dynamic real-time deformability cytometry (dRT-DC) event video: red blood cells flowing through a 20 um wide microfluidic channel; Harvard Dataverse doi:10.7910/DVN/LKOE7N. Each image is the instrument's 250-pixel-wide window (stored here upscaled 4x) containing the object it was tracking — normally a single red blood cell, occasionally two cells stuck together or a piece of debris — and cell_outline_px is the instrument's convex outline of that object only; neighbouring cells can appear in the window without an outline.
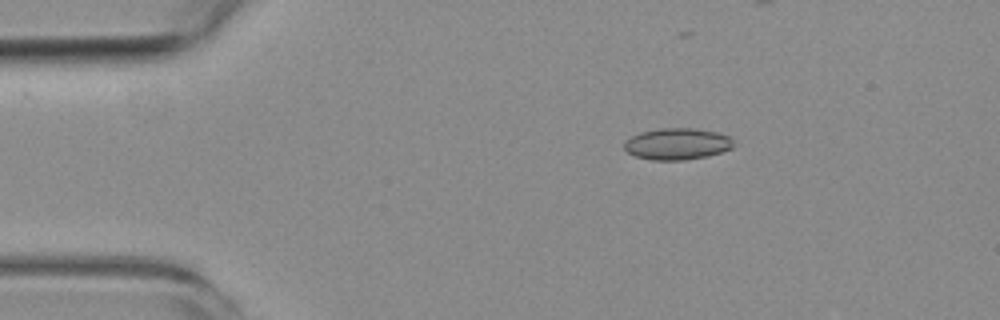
{"species": "common noctule bat (a hibernating species)", "species_latin": "Nyctalus noctula", "temperature_condition": "room temperature", "stored_images_in_passage": 5, "camera_frame_rate_fps": 3000, "um_per_image_px": 0.085, "animal": {"sex": "female", "body_mass_g": 19.3, "forearm_length_mm": 54.1}, "frame": {"image": 1, "passage_image": 3, "time_ms": 2.0, "image_size_px": [1000, 320], "cell_outline_px": [[732, 148], [708, 156], [684, 160], [652, 160], [636, 156], [628, 152], [624, 148], [624, 140], [640, 132], [660, 128], [692, 128], [716, 132], [728, 136], [732, 140]], "centroid_in_image_um": [57.52, 12.23], "position_along_channel_um": 27.5, "area_um2": 20.0}}
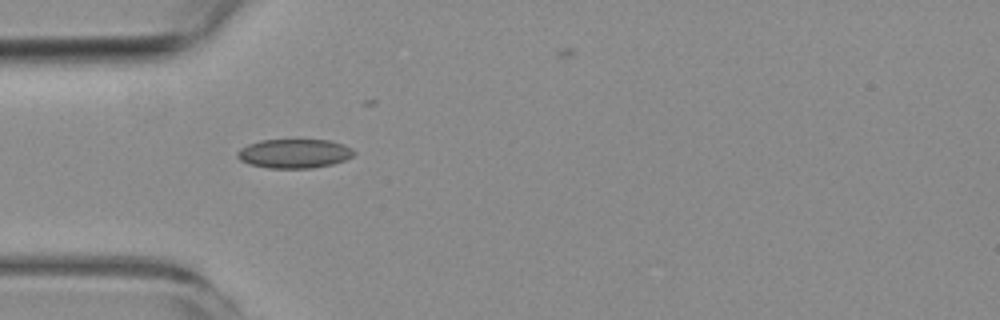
{"frame": {"image": 2, "passage_image": 4, "time_ms": 4.333, "image_size_px": [1000, 320], "cell_outline_px": [[356, 152], [352, 156], [344, 160], [332, 164], [312, 168], [268, 168], [248, 164], [240, 160], [236, 156], [236, 152], [240, 148], [248, 144], [260, 140], [328, 140], [344, 144], [352, 148]], "centroid_in_image_um": [24.99, 13.05], "position_along_channel_um": 60.0, "area_um2": 19.88}}
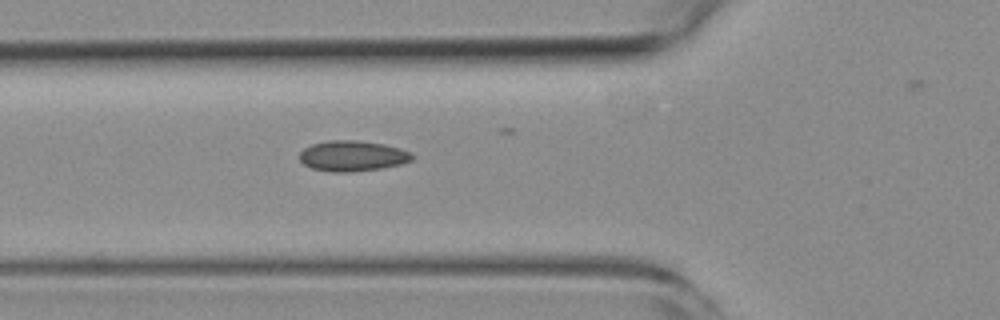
{"frame": {"image": 3, "passage_image": 5, "time_ms": 5.333, "image_size_px": [1000, 320], "cell_outline_px": [[412, 160], [400, 164], [380, 168], [352, 172], [332, 172], [312, 168], [304, 164], [300, 160], [300, 152], [304, 148], [312, 144], [328, 140], [356, 140], [384, 144], [400, 148], [412, 152]], "centroid_in_image_um": [29.95, 13.25], "position_along_channel_um": 95.8, "area_um2": 20.0}}